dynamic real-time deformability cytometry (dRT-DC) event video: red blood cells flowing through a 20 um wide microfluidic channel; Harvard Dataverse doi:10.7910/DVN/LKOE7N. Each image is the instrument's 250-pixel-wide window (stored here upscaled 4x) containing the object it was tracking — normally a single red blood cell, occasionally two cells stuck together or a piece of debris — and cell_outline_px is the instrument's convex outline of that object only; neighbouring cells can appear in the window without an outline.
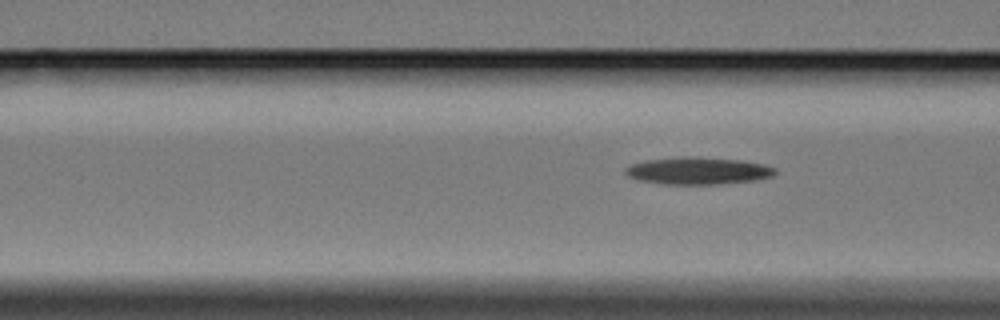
{"species": "Egyptian fruit bat (a non-hibernating species)", "species_latin": "Rousettus aegyptiacus", "temperature_condition": "cold", "stored_images_in_passage": 7, "segment_of_instrument_passage": [2, 2], "camera_frame_rate_fps": 3000, "um_per_image_px": 0.085, "animal": {"sex": "female"}, "frame": {"image": 1, "passage_image": 7, "time_ms": 7.333, "image_size_px": [1000, 320], "cell_outline_px": [[776, 172], [772, 176], [752, 180], [720, 184], [660, 184], [640, 180], [628, 176], [624, 172], [624, 168], [632, 164], [648, 160], [684, 156], [688, 156], [740, 160], [764, 164], [776, 168]], "centroid_in_image_um": [59.31, 14.52], "position_along_channel_um": 107.3, "area_um2": 23.58}}